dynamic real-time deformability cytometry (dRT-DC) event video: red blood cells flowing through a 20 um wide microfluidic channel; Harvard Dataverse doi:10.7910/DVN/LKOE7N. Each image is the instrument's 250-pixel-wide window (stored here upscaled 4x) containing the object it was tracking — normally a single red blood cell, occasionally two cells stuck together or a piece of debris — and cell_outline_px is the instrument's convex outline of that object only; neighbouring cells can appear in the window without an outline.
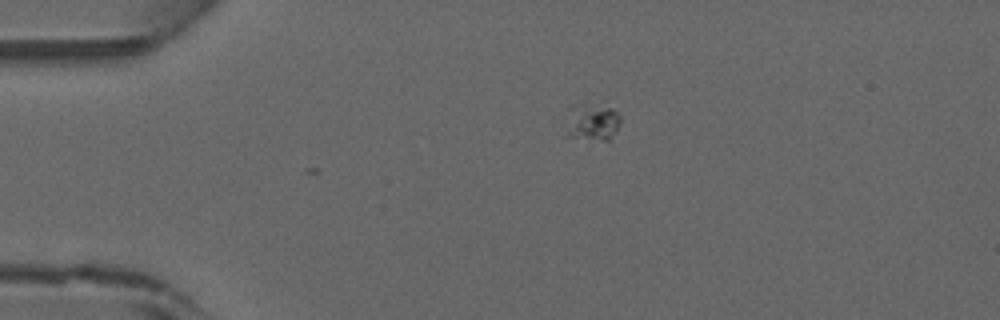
{"species": "common noctule bat (a hibernating species)", "species_latin": "Nyctalus noctula", "temperature_condition": "warm", "stored_images_in_passage": 2, "camera_frame_rate_fps": 3000, "um_per_image_px": 0.085, "animal": {"sex": "male", "forearm_length_mm": 52.5}, "frame": {"image": 1, "passage_image": 1, "time_ms": 0.0, "image_size_px": [1000, 320], "cell_outline_px": [[620, 124], [616, 132], [608, 140], [604, 140], [564, 136], [568, 108], [576, 104], [580, 104], [612, 108], [620, 116]], "centroid_in_image_um": [50.28, 10.39], "position_along_channel_um": 34.7, "area_um2": 11.85}}